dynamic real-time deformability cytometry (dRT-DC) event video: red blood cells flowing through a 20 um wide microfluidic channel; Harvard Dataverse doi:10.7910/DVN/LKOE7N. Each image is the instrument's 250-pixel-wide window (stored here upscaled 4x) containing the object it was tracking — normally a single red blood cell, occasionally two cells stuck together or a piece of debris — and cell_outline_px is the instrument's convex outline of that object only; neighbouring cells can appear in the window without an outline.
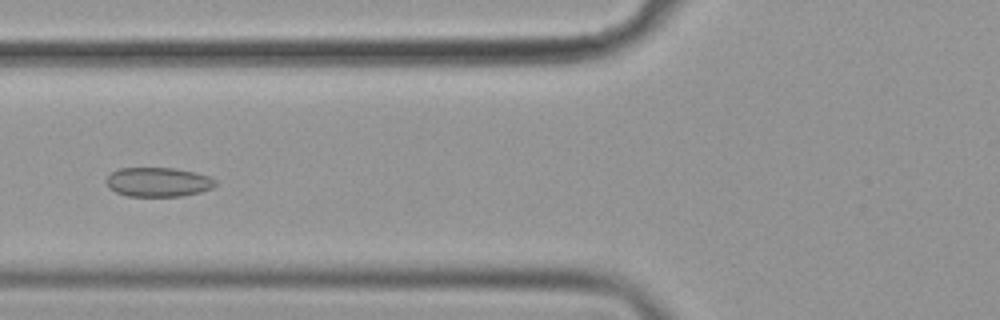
{"species": "common noctule bat (a hibernating species)", "species_latin": "Nyctalus noctula", "temperature_condition": "cold", "stored_images_in_passage": 56, "camera_frame_rate_fps": 3000, "um_per_image_px": 0.085, "animal": {"sex": "female", "body_mass_g": 19.9}, "frame": {"image": 1, "passage_image": 22, "time_ms": 7.0, "image_size_px": [1000, 320], "cell_outline_px": [[216, 184], [212, 188], [200, 192], [180, 196], [128, 196], [116, 192], [108, 188], [104, 180], [112, 172], [120, 168], [176, 168], [208, 176], [216, 180]], "centroid_in_image_um": [13.41, 15.47], "position_along_channel_um": 112.4, "area_um2": 18.61}}
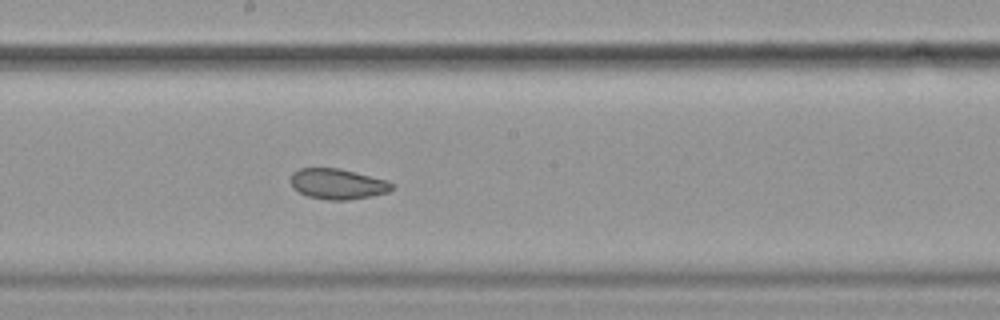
{"frame": {"image": 2, "passage_image": 31, "time_ms": 10.0, "image_size_px": [1000, 320], "cell_outline_px": [[396, 184], [388, 192], [348, 200], [328, 200], [308, 196], [292, 188], [292, 172], [300, 168], [340, 168], [388, 180]], "centroid_in_image_um": [28.72, 15.62], "position_along_channel_um": 219.5, "area_um2": 17.98}}
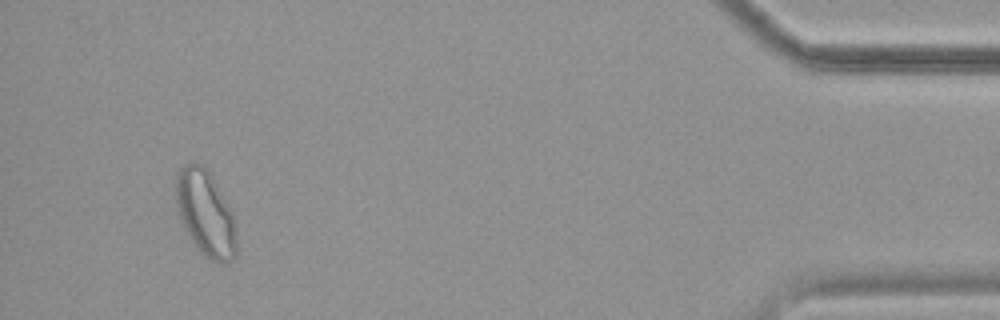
{"frame": {"image": 3, "passage_image": 53, "time_ms": 17.333, "image_size_px": [1000, 320], "cell_outline_px": [[236, 256], [228, 264], [220, 264], [212, 260], [200, 252], [184, 228], [176, 204], [176, 176], [180, 168], [184, 164], [192, 160], [208, 168], [232, 212], [236, 232]], "centroid_in_image_um": [17.48, 18.11], "position_along_channel_um": 417.7, "area_um2": 30.4}, "authors_computed_cell_mechanics": {"area_um2": 21.097, "velocity_mm_per_s": 3.5757, "shape_relaxation_time_tau1_ms": null, "shape_relaxation_time_tau2_ms": 4.2133, "deformation_change_tau1": null, "deformation_change_tau2": 0.0892}}